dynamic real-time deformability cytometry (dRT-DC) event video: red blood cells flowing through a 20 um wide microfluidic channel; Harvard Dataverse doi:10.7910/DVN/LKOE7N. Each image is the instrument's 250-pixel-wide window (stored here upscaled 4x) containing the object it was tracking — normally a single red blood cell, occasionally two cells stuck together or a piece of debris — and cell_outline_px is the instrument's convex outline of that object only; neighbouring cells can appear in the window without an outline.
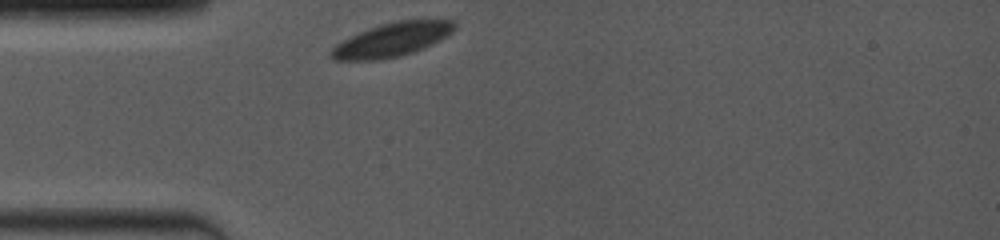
{"species": "common noctule bat (a hibernating species)", "species_latin": "Nyctalus noctula", "temperature_condition": "room temperature", "stored_images_in_passage": 48, "camera_frame_rate_fps": 4000, "um_per_image_px": 0.085, "animal": {"sex": "female", "body_mass_g": 19.0, "forearm_length_mm": 53.3}, "frame": {"image": 1, "passage_image": 1, "time_ms": 0.0, "image_size_px": [1000, 240], "cell_outline_px": [[456, 28], [448, 36], [424, 48], [400, 56], [380, 60], [332, 60], [328, 56], [328, 52], [336, 44], [368, 28], [380, 24], [396, 20], [456, 20]], "centroid_in_image_um": [33.32, 3.38], "position_along_channel_um": 51.7, "area_um2": 24.45}}
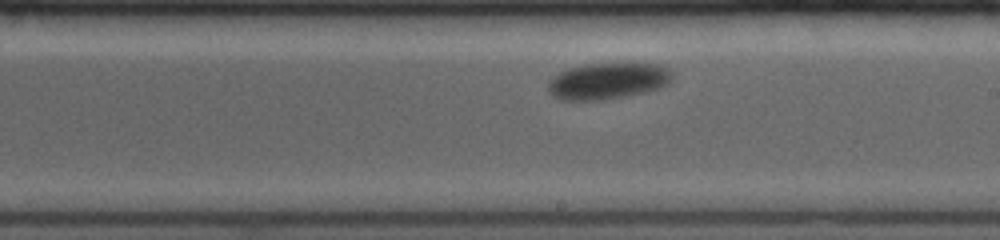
{"frame": {"image": 2, "passage_image": 25, "time_ms": 5.5, "image_size_px": [1000, 240], "cell_outline_px": [[672, 76], [668, 84], [660, 88], [644, 92], [624, 96], [600, 100], [560, 100], [552, 96], [548, 92], [548, 80], [560, 72], [584, 64], [656, 64], [668, 68], [672, 72]], "centroid_in_image_um": [51.63, 6.89], "position_along_channel_um": 237.4, "area_um2": 26.13}}
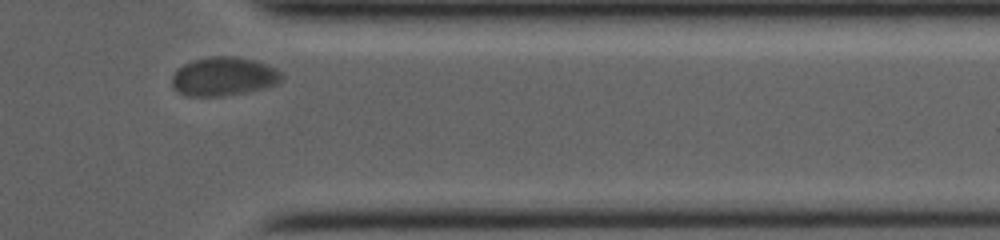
{"frame": {"image": 3, "passage_image": 45, "time_ms": 9.75, "image_size_px": [1000, 240], "cell_outline_px": [[284, 76], [280, 84], [268, 88], [224, 96], [184, 96], [176, 92], [172, 88], [172, 76], [176, 68], [192, 60], [208, 56], [232, 56], [256, 60], [268, 64], [276, 68]], "centroid_in_image_um": [19.02, 6.51], "position_along_channel_um": 392.4, "area_um2": 25.49}, "authors_computed_cell_mechanics": {"area_um2": 25.6343, "velocity_mm_per_s": 3.5826, "shape_relaxation_time_tau1_ms": 2.2079, "shape_relaxation_time_tau2_ms": null, "deformation_change_tau1": 0.0746, "deformation_change_tau2": null}}